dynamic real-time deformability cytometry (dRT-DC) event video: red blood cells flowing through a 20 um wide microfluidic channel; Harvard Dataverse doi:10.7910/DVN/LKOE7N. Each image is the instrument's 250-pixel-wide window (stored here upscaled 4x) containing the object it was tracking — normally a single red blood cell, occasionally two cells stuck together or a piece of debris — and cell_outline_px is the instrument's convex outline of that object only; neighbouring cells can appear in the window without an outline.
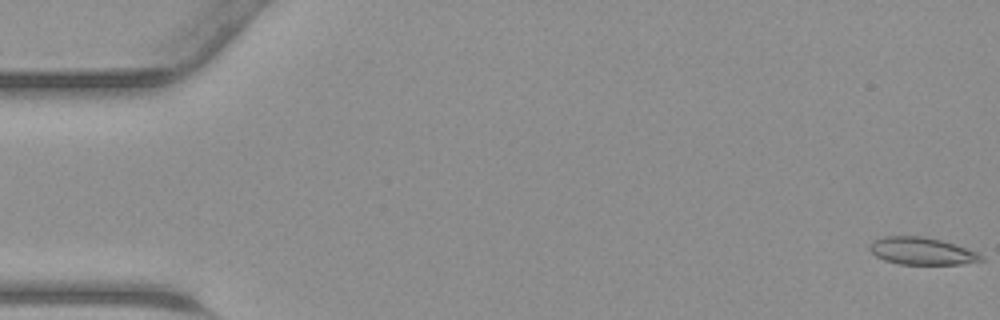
{"species": "common noctule bat (a hibernating species)", "species_latin": "Nyctalus noctula", "temperature_condition": "warm", "stored_images_in_passage": 45, "camera_frame_rate_fps": 3000, "um_per_image_px": 0.085, "animal": {"sex": "male", "body_mass_g": 23.1, "forearm_length_mm": 52.7}, "frame": {"image": 1, "passage_image": 1, "time_ms": 0.0, "image_size_px": [1000, 320], "cell_outline_px": [[984, 260], [960, 264], [900, 264], [884, 260], [876, 256], [868, 248], [868, 244], [872, 240], [884, 236], [924, 236], [940, 240], [976, 252], [984, 256]], "centroid_in_image_um": [78.29, 21.33], "position_along_channel_um": 6.7, "area_um2": 17.63}}
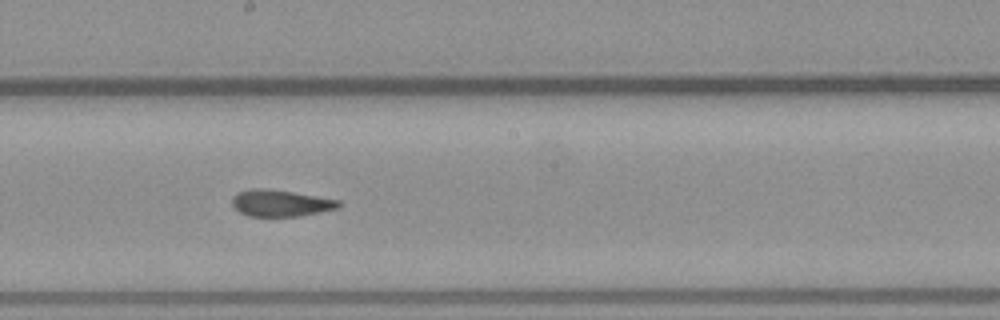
{"frame": {"image": 2, "passage_image": 25, "time_ms": 8.0, "image_size_px": [1000, 320], "cell_outline_px": [[340, 208], [300, 216], [248, 216], [240, 212], [232, 204], [232, 196], [236, 192], [248, 188], [268, 188], [340, 200]], "centroid_in_image_um": [23.82, 17.25], "position_along_channel_um": 224.4, "area_um2": 16.65}}
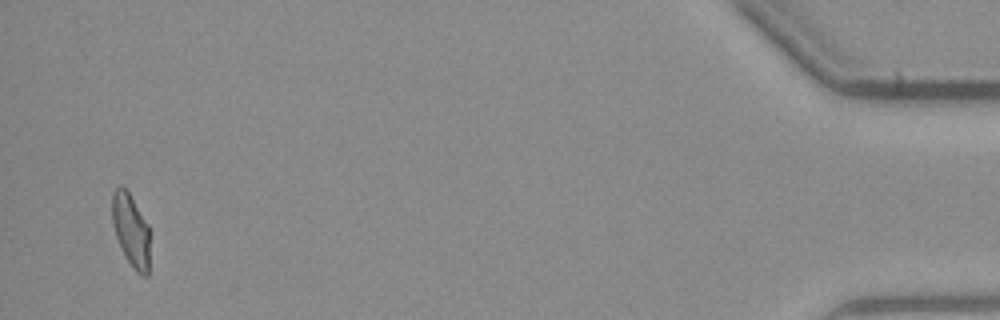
{"frame": {"image": 3, "passage_image": 44, "time_ms": 14.333, "image_size_px": [1000, 320], "cell_outline_px": [[148, 276], [144, 276], [136, 272], [124, 256], [116, 236], [112, 224], [112, 192], [120, 184], [128, 188], [148, 224]], "centroid_in_image_um": [11.1, 19.5], "position_along_channel_um": 424.1, "area_um2": 16.18}}